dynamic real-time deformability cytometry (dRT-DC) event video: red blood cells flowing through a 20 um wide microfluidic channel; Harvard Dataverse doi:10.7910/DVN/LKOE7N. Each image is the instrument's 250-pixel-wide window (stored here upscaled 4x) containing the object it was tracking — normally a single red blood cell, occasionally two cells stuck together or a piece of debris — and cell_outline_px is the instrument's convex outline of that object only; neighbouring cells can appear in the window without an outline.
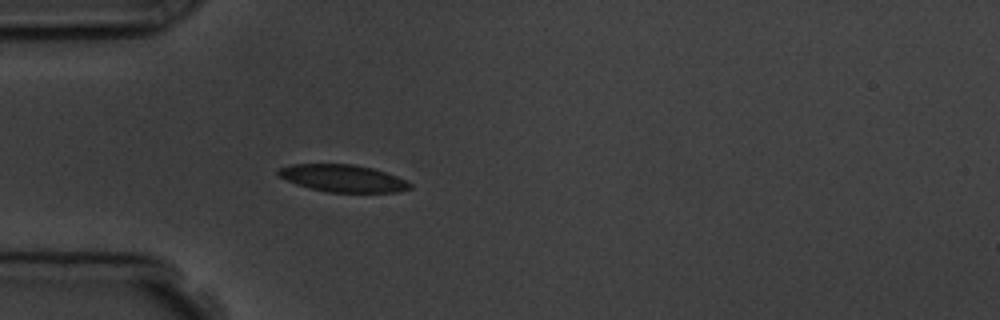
{"species": "common noctule bat (a hibernating species)", "species_latin": "Nyctalus noctula", "temperature_condition": "room temperature", "stored_images_in_passage": 4, "camera_frame_rate_fps": 3000, "um_per_image_px": 0.085, "animal": {"sex": "male", "body_mass_g": 19.5, "forearm_length_mm": 54.6}, "frame": {"image": 1, "passage_image": 4, "time_ms": 4.333, "image_size_px": [1000, 320], "cell_outline_px": [[412, 188], [400, 192], [328, 192], [296, 184], [280, 176], [276, 172], [280, 168], [292, 164], [352, 164], [372, 168], [408, 180], [412, 184]], "centroid_in_image_um": [29.2, 15.16], "position_along_channel_um": 55.8, "area_um2": 20.75}}